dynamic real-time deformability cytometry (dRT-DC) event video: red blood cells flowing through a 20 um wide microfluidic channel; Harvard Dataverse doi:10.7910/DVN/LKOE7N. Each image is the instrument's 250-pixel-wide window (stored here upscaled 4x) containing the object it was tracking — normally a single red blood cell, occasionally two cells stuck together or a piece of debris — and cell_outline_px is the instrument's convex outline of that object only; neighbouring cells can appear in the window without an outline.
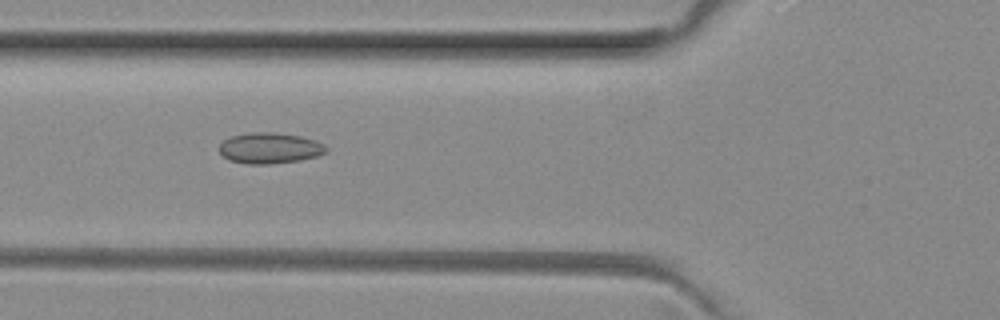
{"species": "common noctule bat (a hibernating species)", "species_latin": "Nyctalus noctula", "temperature_condition": "room temperature", "stored_images_in_passage": 7, "camera_frame_rate_fps": 3000, "um_per_image_px": 0.085, "animal": {"sex": "female", "body_mass_g": 29.2, "forearm_length_mm": 56.3}, "frame": {"image": 1, "passage_image": 5, "time_ms": 1.333, "image_size_px": [1000, 320], "cell_outline_px": [[328, 152], [316, 156], [300, 160], [272, 164], [248, 164], [228, 160], [220, 152], [220, 144], [224, 140], [232, 136], [252, 132], [276, 132], [300, 136], [316, 140], [324, 144], [328, 148]], "centroid_in_image_um": [22.96, 12.59], "position_along_channel_um": 102.8, "area_um2": 19.31}}
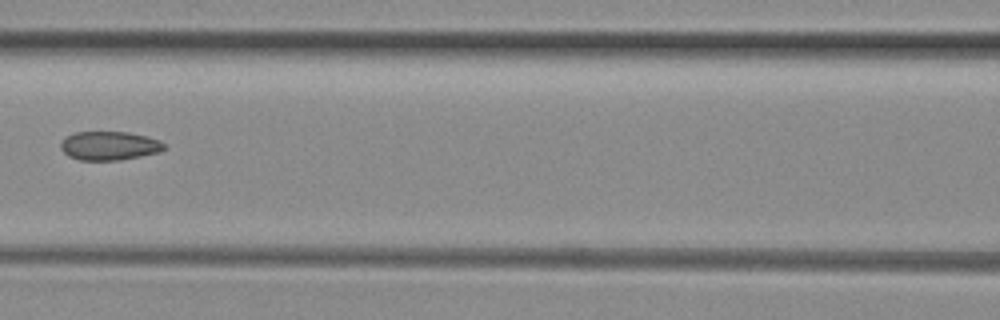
{"frame": {"image": 2, "passage_image": 6, "time_ms": 1.667, "image_size_px": [1000, 320], "cell_outline_px": [[168, 148], [160, 152], [120, 160], [80, 160], [68, 156], [60, 148], [60, 144], [68, 136], [76, 132], [128, 132], [160, 140]], "centroid_in_image_um": [9.32, 12.39], "position_along_channel_um": 157.3, "area_um2": 17.28}}
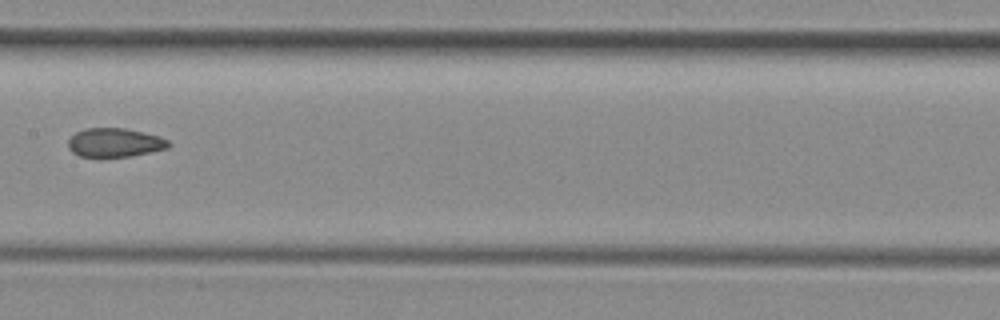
{"frame": {"image": 3, "passage_image": 7, "time_ms": 2.0, "image_size_px": [1000, 320], "cell_outline_px": [[172, 144], [168, 148], [132, 156], [80, 156], [72, 152], [68, 148], [68, 140], [76, 132], [84, 128], [124, 128], [144, 132], [160, 136], [168, 140]], "centroid_in_image_um": [9.78, 12.11], "position_along_channel_um": 197.6, "area_um2": 16.88}}